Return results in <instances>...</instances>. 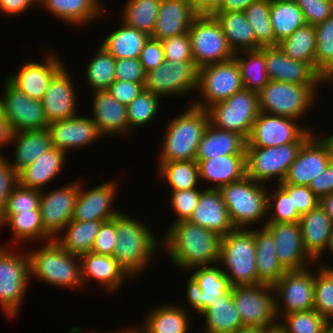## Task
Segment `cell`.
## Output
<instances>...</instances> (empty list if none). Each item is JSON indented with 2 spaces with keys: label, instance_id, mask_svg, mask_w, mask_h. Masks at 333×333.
Masks as SVG:
<instances>
[{
  "label": "cell",
  "instance_id": "cb8c5ba5",
  "mask_svg": "<svg viewBox=\"0 0 333 333\" xmlns=\"http://www.w3.org/2000/svg\"><path fill=\"white\" fill-rule=\"evenodd\" d=\"M47 129L52 146L66 154L72 148L92 145L103 136L93 120L82 115L49 123Z\"/></svg>",
  "mask_w": 333,
  "mask_h": 333
},
{
  "label": "cell",
  "instance_id": "74e56055",
  "mask_svg": "<svg viewBox=\"0 0 333 333\" xmlns=\"http://www.w3.org/2000/svg\"><path fill=\"white\" fill-rule=\"evenodd\" d=\"M38 4L52 15L77 27L101 17L104 8L100 0H40Z\"/></svg>",
  "mask_w": 333,
  "mask_h": 333
},
{
  "label": "cell",
  "instance_id": "681fc988",
  "mask_svg": "<svg viewBox=\"0 0 333 333\" xmlns=\"http://www.w3.org/2000/svg\"><path fill=\"white\" fill-rule=\"evenodd\" d=\"M97 53L86 67L85 74L92 91H104L116 80L115 64L116 59L99 45Z\"/></svg>",
  "mask_w": 333,
  "mask_h": 333
},
{
  "label": "cell",
  "instance_id": "6125c7cd",
  "mask_svg": "<svg viewBox=\"0 0 333 333\" xmlns=\"http://www.w3.org/2000/svg\"><path fill=\"white\" fill-rule=\"evenodd\" d=\"M292 196L293 206L303 215L319 205V197L308 187L303 185L279 184Z\"/></svg>",
  "mask_w": 333,
  "mask_h": 333
},
{
  "label": "cell",
  "instance_id": "603a6c76",
  "mask_svg": "<svg viewBox=\"0 0 333 333\" xmlns=\"http://www.w3.org/2000/svg\"><path fill=\"white\" fill-rule=\"evenodd\" d=\"M116 182L102 183L94 188L84 190L80 181V188L73 211V221H107L113 219L119 211L113 207L114 197L118 190ZM113 207V208H112Z\"/></svg>",
  "mask_w": 333,
  "mask_h": 333
},
{
  "label": "cell",
  "instance_id": "d590c367",
  "mask_svg": "<svg viewBox=\"0 0 333 333\" xmlns=\"http://www.w3.org/2000/svg\"><path fill=\"white\" fill-rule=\"evenodd\" d=\"M258 229L253 228L257 276L262 283L274 285L287 270L278 260L271 232L265 226Z\"/></svg>",
  "mask_w": 333,
  "mask_h": 333
},
{
  "label": "cell",
  "instance_id": "03108f58",
  "mask_svg": "<svg viewBox=\"0 0 333 333\" xmlns=\"http://www.w3.org/2000/svg\"><path fill=\"white\" fill-rule=\"evenodd\" d=\"M18 183L17 173L10 161L0 155V217L5 211L7 199L14 186Z\"/></svg>",
  "mask_w": 333,
  "mask_h": 333
},
{
  "label": "cell",
  "instance_id": "94428289",
  "mask_svg": "<svg viewBox=\"0 0 333 333\" xmlns=\"http://www.w3.org/2000/svg\"><path fill=\"white\" fill-rule=\"evenodd\" d=\"M303 12L306 24L317 25L333 14V2L328 0H295Z\"/></svg>",
  "mask_w": 333,
  "mask_h": 333
},
{
  "label": "cell",
  "instance_id": "484cf974",
  "mask_svg": "<svg viewBox=\"0 0 333 333\" xmlns=\"http://www.w3.org/2000/svg\"><path fill=\"white\" fill-rule=\"evenodd\" d=\"M65 65L53 76L42 99L48 123L78 115L74 84Z\"/></svg>",
  "mask_w": 333,
  "mask_h": 333
},
{
  "label": "cell",
  "instance_id": "6da1fadb",
  "mask_svg": "<svg viewBox=\"0 0 333 333\" xmlns=\"http://www.w3.org/2000/svg\"><path fill=\"white\" fill-rule=\"evenodd\" d=\"M165 237V238H164ZM161 242L172 263L189 270L219 263L221 236L189 220H182L167 229Z\"/></svg>",
  "mask_w": 333,
  "mask_h": 333
},
{
  "label": "cell",
  "instance_id": "753ad0ef",
  "mask_svg": "<svg viewBox=\"0 0 333 333\" xmlns=\"http://www.w3.org/2000/svg\"><path fill=\"white\" fill-rule=\"evenodd\" d=\"M13 130L0 110V147L11 144ZM1 155V153H0Z\"/></svg>",
  "mask_w": 333,
  "mask_h": 333
},
{
  "label": "cell",
  "instance_id": "979ff035",
  "mask_svg": "<svg viewBox=\"0 0 333 333\" xmlns=\"http://www.w3.org/2000/svg\"><path fill=\"white\" fill-rule=\"evenodd\" d=\"M328 144H329V147H330V150H331V154L333 156V134L330 135L329 137L327 136V138H323Z\"/></svg>",
  "mask_w": 333,
  "mask_h": 333
},
{
  "label": "cell",
  "instance_id": "3957f363",
  "mask_svg": "<svg viewBox=\"0 0 333 333\" xmlns=\"http://www.w3.org/2000/svg\"><path fill=\"white\" fill-rule=\"evenodd\" d=\"M209 124L208 112L191 104L166 126L159 165L163 162L195 160L199 143Z\"/></svg>",
  "mask_w": 333,
  "mask_h": 333
},
{
  "label": "cell",
  "instance_id": "1f68e13d",
  "mask_svg": "<svg viewBox=\"0 0 333 333\" xmlns=\"http://www.w3.org/2000/svg\"><path fill=\"white\" fill-rule=\"evenodd\" d=\"M302 241L305 251L316 262L326 250L333 230V222L327 213L318 205L299 220Z\"/></svg>",
  "mask_w": 333,
  "mask_h": 333
},
{
  "label": "cell",
  "instance_id": "52a82bcc",
  "mask_svg": "<svg viewBox=\"0 0 333 333\" xmlns=\"http://www.w3.org/2000/svg\"><path fill=\"white\" fill-rule=\"evenodd\" d=\"M319 85L269 80L258 92L260 112L300 120L314 105Z\"/></svg>",
  "mask_w": 333,
  "mask_h": 333
},
{
  "label": "cell",
  "instance_id": "6f0895ef",
  "mask_svg": "<svg viewBox=\"0 0 333 333\" xmlns=\"http://www.w3.org/2000/svg\"><path fill=\"white\" fill-rule=\"evenodd\" d=\"M42 191L21 186L17 183L7 199L2 216H12L20 212H30L39 209V200Z\"/></svg>",
  "mask_w": 333,
  "mask_h": 333
},
{
  "label": "cell",
  "instance_id": "f907efd6",
  "mask_svg": "<svg viewBox=\"0 0 333 333\" xmlns=\"http://www.w3.org/2000/svg\"><path fill=\"white\" fill-rule=\"evenodd\" d=\"M271 0H258L250 4L243 12L256 36V49L275 46V36L270 18Z\"/></svg>",
  "mask_w": 333,
  "mask_h": 333
},
{
  "label": "cell",
  "instance_id": "44dd1931",
  "mask_svg": "<svg viewBox=\"0 0 333 333\" xmlns=\"http://www.w3.org/2000/svg\"><path fill=\"white\" fill-rule=\"evenodd\" d=\"M262 226L271 232L276 245V255L286 270H300L307 268L308 263H315L304 249L299 222H266Z\"/></svg>",
  "mask_w": 333,
  "mask_h": 333
},
{
  "label": "cell",
  "instance_id": "f5cc1de1",
  "mask_svg": "<svg viewBox=\"0 0 333 333\" xmlns=\"http://www.w3.org/2000/svg\"><path fill=\"white\" fill-rule=\"evenodd\" d=\"M314 273V310L333 325V267L317 264Z\"/></svg>",
  "mask_w": 333,
  "mask_h": 333
},
{
  "label": "cell",
  "instance_id": "8fae6325",
  "mask_svg": "<svg viewBox=\"0 0 333 333\" xmlns=\"http://www.w3.org/2000/svg\"><path fill=\"white\" fill-rule=\"evenodd\" d=\"M188 32L194 64L198 69L235 56L214 15H197Z\"/></svg>",
  "mask_w": 333,
  "mask_h": 333
},
{
  "label": "cell",
  "instance_id": "2644e50d",
  "mask_svg": "<svg viewBox=\"0 0 333 333\" xmlns=\"http://www.w3.org/2000/svg\"><path fill=\"white\" fill-rule=\"evenodd\" d=\"M35 4L39 6L36 0H0V11L4 15L16 16L29 10Z\"/></svg>",
  "mask_w": 333,
  "mask_h": 333
},
{
  "label": "cell",
  "instance_id": "deb4b68c",
  "mask_svg": "<svg viewBox=\"0 0 333 333\" xmlns=\"http://www.w3.org/2000/svg\"><path fill=\"white\" fill-rule=\"evenodd\" d=\"M327 249L329 250V252H331V254L333 253V230H332V234L330 236L326 250Z\"/></svg>",
  "mask_w": 333,
  "mask_h": 333
},
{
  "label": "cell",
  "instance_id": "ac0fdd59",
  "mask_svg": "<svg viewBox=\"0 0 333 333\" xmlns=\"http://www.w3.org/2000/svg\"><path fill=\"white\" fill-rule=\"evenodd\" d=\"M79 188L80 181H76L49 193L42 191L39 200L41 222L53 239L72 220Z\"/></svg>",
  "mask_w": 333,
  "mask_h": 333
},
{
  "label": "cell",
  "instance_id": "5b68a950",
  "mask_svg": "<svg viewBox=\"0 0 333 333\" xmlns=\"http://www.w3.org/2000/svg\"><path fill=\"white\" fill-rule=\"evenodd\" d=\"M267 185L244 176L241 180L220 187L234 228L247 229L268 216Z\"/></svg>",
  "mask_w": 333,
  "mask_h": 333
},
{
  "label": "cell",
  "instance_id": "003e7915",
  "mask_svg": "<svg viewBox=\"0 0 333 333\" xmlns=\"http://www.w3.org/2000/svg\"><path fill=\"white\" fill-rule=\"evenodd\" d=\"M138 59L146 73L163 64L165 57L161 40L149 37Z\"/></svg>",
  "mask_w": 333,
  "mask_h": 333
},
{
  "label": "cell",
  "instance_id": "11a10c76",
  "mask_svg": "<svg viewBox=\"0 0 333 333\" xmlns=\"http://www.w3.org/2000/svg\"><path fill=\"white\" fill-rule=\"evenodd\" d=\"M160 98L148 90H142L140 94L127 106L129 121V134L132 129L150 123L157 116Z\"/></svg>",
  "mask_w": 333,
  "mask_h": 333
},
{
  "label": "cell",
  "instance_id": "db71d44e",
  "mask_svg": "<svg viewBox=\"0 0 333 333\" xmlns=\"http://www.w3.org/2000/svg\"><path fill=\"white\" fill-rule=\"evenodd\" d=\"M317 73L324 76L333 69V14L315 25Z\"/></svg>",
  "mask_w": 333,
  "mask_h": 333
},
{
  "label": "cell",
  "instance_id": "4dcf8cb0",
  "mask_svg": "<svg viewBox=\"0 0 333 333\" xmlns=\"http://www.w3.org/2000/svg\"><path fill=\"white\" fill-rule=\"evenodd\" d=\"M195 161L198 163L200 182L213 185L207 186V189H219L246 176L245 155H221Z\"/></svg>",
  "mask_w": 333,
  "mask_h": 333
},
{
  "label": "cell",
  "instance_id": "67dfc351",
  "mask_svg": "<svg viewBox=\"0 0 333 333\" xmlns=\"http://www.w3.org/2000/svg\"><path fill=\"white\" fill-rule=\"evenodd\" d=\"M266 333H284V331L279 326H275L270 328Z\"/></svg>",
  "mask_w": 333,
  "mask_h": 333
},
{
  "label": "cell",
  "instance_id": "7dc6e473",
  "mask_svg": "<svg viewBox=\"0 0 333 333\" xmlns=\"http://www.w3.org/2000/svg\"><path fill=\"white\" fill-rule=\"evenodd\" d=\"M158 166L160 177L167 181L171 191L199 188V168L195 160L163 162Z\"/></svg>",
  "mask_w": 333,
  "mask_h": 333
},
{
  "label": "cell",
  "instance_id": "f35d334b",
  "mask_svg": "<svg viewBox=\"0 0 333 333\" xmlns=\"http://www.w3.org/2000/svg\"><path fill=\"white\" fill-rule=\"evenodd\" d=\"M139 327L140 333H189L192 326L188 311L174 304L153 308Z\"/></svg>",
  "mask_w": 333,
  "mask_h": 333
},
{
  "label": "cell",
  "instance_id": "836d02e7",
  "mask_svg": "<svg viewBox=\"0 0 333 333\" xmlns=\"http://www.w3.org/2000/svg\"><path fill=\"white\" fill-rule=\"evenodd\" d=\"M247 139L240 134L221 130L210 123L203 133L195 160L221 155H245Z\"/></svg>",
  "mask_w": 333,
  "mask_h": 333
},
{
  "label": "cell",
  "instance_id": "ba28073f",
  "mask_svg": "<svg viewBox=\"0 0 333 333\" xmlns=\"http://www.w3.org/2000/svg\"><path fill=\"white\" fill-rule=\"evenodd\" d=\"M312 131L308 129L294 143L273 147H246V175L261 184H267L266 181L276 178L277 184L282 183L299 149L313 134Z\"/></svg>",
  "mask_w": 333,
  "mask_h": 333
},
{
  "label": "cell",
  "instance_id": "f1b7e54d",
  "mask_svg": "<svg viewBox=\"0 0 333 333\" xmlns=\"http://www.w3.org/2000/svg\"><path fill=\"white\" fill-rule=\"evenodd\" d=\"M82 283L93 279L101 284L107 292H114L123 285L130 276L113 256L96 254L92 251L80 256ZM88 280V281H87Z\"/></svg>",
  "mask_w": 333,
  "mask_h": 333
},
{
  "label": "cell",
  "instance_id": "7a4b0ae2",
  "mask_svg": "<svg viewBox=\"0 0 333 333\" xmlns=\"http://www.w3.org/2000/svg\"><path fill=\"white\" fill-rule=\"evenodd\" d=\"M115 230L118 238L112 256L131 279L137 277L154 259L160 243L148 225L123 213L115 216Z\"/></svg>",
  "mask_w": 333,
  "mask_h": 333
},
{
  "label": "cell",
  "instance_id": "277c9868",
  "mask_svg": "<svg viewBox=\"0 0 333 333\" xmlns=\"http://www.w3.org/2000/svg\"><path fill=\"white\" fill-rule=\"evenodd\" d=\"M42 247L27 251L30 277L64 288L85 286L81 278L80 256L68 253L55 239L47 241Z\"/></svg>",
  "mask_w": 333,
  "mask_h": 333
},
{
  "label": "cell",
  "instance_id": "8992f818",
  "mask_svg": "<svg viewBox=\"0 0 333 333\" xmlns=\"http://www.w3.org/2000/svg\"><path fill=\"white\" fill-rule=\"evenodd\" d=\"M253 229L235 228L221 238L220 258L231 287L262 283L257 276ZM226 270V271H225Z\"/></svg>",
  "mask_w": 333,
  "mask_h": 333
},
{
  "label": "cell",
  "instance_id": "f546056e",
  "mask_svg": "<svg viewBox=\"0 0 333 333\" xmlns=\"http://www.w3.org/2000/svg\"><path fill=\"white\" fill-rule=\"evenodd\" d=\"M196 16L195 8L187 0H161L154 31L150 37L162 40L187 33Z\"/></svg>",
  "mask_w": 333,
  "mask_h": 333
},
{
  "label": "cell",
  "instance_id": "e7e4bbea",
  "mask_svg": "<svg viewBox=\"0 0 333 333\" xmlns=\"http://www.w3.org/2000/svg\"><path fill=\"white\" fill-rule=\"evenodd\" d=\"M115 79L132 83H145L146 72L138 58L116 59Z\"/></svg>",
  "mask_w": 333,
  "mask_h": 333
},
{
  "label": "cell",
  "instance_id": "ee69618b",
  "mask_svg": "<svg viewBox=\"0 0 333 333\" xmlns=\"http://www.w3.org/2000/svg\"><path fill=\"white\" fill-rule=\"evenodd\" d=\"M278 47L289 58L305 62L317 72L315 25L305 24L297 28L288 38L278 43Z\"/></svg>",
  "mask_w": 333,
  "mask_h": 333
},
{
  "label": "cell",
  "instance_id": "4fadbf2b",
  "mask_svg": "<svg viewBox=\"0 0 333 333\" xmlns=\"http://www.w3.org/2000/svg\"><path fill=\"white\" fill-rule=\"evenodd\" d=\"M243 88L240 68L234 57L224 62L206 65L198 69L197 90L202 100L194 101L192 105L206 110Z\"/></svg>",
  "mask_w": 333,
  "mask_h": 333
},
{
  "label": "cell",
  "instance_id": "7c38bea8",
  "mask_svg": "<svg viewBox=\"0 0 333 333\" xmlns=\"http://www.w3.org/2000/svg\"><path fill=\"white\" fill-rule=\"evenodd\" d=\"M232 296L243 327L278 326L279 317L275 312V291L273 285L258 283L235 286ZM278 318V320H276Z\"/></svg>",
  "mask_w": 333,
  "mask_h": 333
},
{
  "label": "cell",
  "instance_id": "680465c9",
  "mask_svg": "<svg viewBox=\"0 0 333 333\" xmlns=\"http://www.w3.org/2000/svg\"><path fill=\"white\" fill-rule=\"evenodd\" d=\"M203 190L193 188L190 190L171 191V207L176 214V223L182 220H189L197 206L198 199Z\"/></svg>",
  "mask_w": 333,
  "mask_h": 333
},
{
  "label": "cell",
  "instance_id": "7402d4cb",
  "mask_svg": "<svg viewBox=\"0 0 333 333\" xmlns=\"http://www.w3.org/2000/svg\"><path fill=\"white\" fill-rule=\"evenodd\" d=\"M45 61L37 63L25 62L15 73L10 74L7 79L29 98L42 101L53 76L64 66L57 55L45 54Z\"/></svg>",
  "mask_w": 333,
  "mask_h": 333
},
{
  "label": "cell",
  "instance_id": "e575fe53",
  "mask_svg": "<svg viewBox=\"0 0 333 333\" xmlns=\"http://www.w3.org/2000/svg\"><path fill=\"white\" fill-rule=\"evenodd\" d=\"M14 142L15 157L10 164L17 174L53 147L47 128L13 132L11 143Z\"/></svg>",
  "mask_w": 333,
  "mask_h": 333
},
{
  "label": "cell",
  "instance_id": "9a60e30c",
  "mask_svg": "<svg viewBox=\"0 0 333 333\" xmlns=\"http://www.w3.org/2000/svg\"><path fill=\"white\" fill-rule=\"evenodd\" d=\"M198 68L194 62L165 60L156 69L146 73L144 89L159 97L185 95L196 91Z\"/></svg>",
  "mask_w": 333,
  "mask_h": 333
},
{
  "label": "cell",
  "instance_id": "c3c4849f",
  "mask_svg": "<svg viewBox=\"0 0 333 333\" xmlns=\"http://www.w3.org/2000/svg\"><path fill=\"white\" fill-rule=\"evenodd\" d=\"M161 0H129L121 17L124 24L152 35Z\"/></svg>",
  "mask_w": 333,
  "mask_h": 333
},
{
  "label": "cell",
  "instance_id": "816d5d0a",
  "mask_svg": "<svg viewBox=\"0 0 333 333\" xmlns=\"http://www.w3.org/2000/svg\"><path fill=\"white\" fill-rule=\"evenodd\" d=\"M278 326L284 333H330L333 325L314 309L292 312L284 315Z\"/></svg>",
  "mask_w": 333,
  "mask_h": 333
},
{
  "label": "cell",
  "instance_id": "d6a6232c",
  "mask_svg": "<svg viewBox=\"0 0 333 333\" xmlns=\"http://www.w3.org/2000/svg\"><path fill=\"white\" fill-rule=\"evenodd\" d=\"M66 155L65 152L52 147L17 174L18 183L26 188L43 191L46 184L55 179L64 168Z\"/></svg>",
  "mask_w": 333,
  "mask_h": 333
},
{
  "label": "cell",
  "instance_id": "34e18365",
  "mask_svg": "<svg viewBox=\"0 0 333 333\" xmlns=\"http://www.w3.org/2000/svg\"><path fill=\"white\" fill-rule=\"evenodd\" d=\"M258 0H223L218 11H244L250 4Z\"/></svg>",
  "mask_w": 333,
  "mask_h": 333
},
{
  "label": "cell",
  "instance_id": "b9fcfbb0",
  "mask_svg": "<svg viewBox=\"0 0 333 333\" xmlns=\"http://www.w3.org/2000/svg\"><path fill=\"white\" fill-rule=\"evenodd\" d=\"M329 81H333V69L331 71H329L323 78V84L328 83ZM333 83V82H332Z\"/></svg>",
  "mask_w": 333,
  "mask_h": 333
},
{
  "label": "cell",
  "instance_id": "d6986e66",
  "mask_svg": "<svg viewBox=\"0 0 333 333\" xmlns=\"http://www.w3.org/2000/svg\"><path fill=\"white\" fill-rule=\"evenodd\" d=\"M215 265L192 268L194 271L187 281L188 303L197 314H201L216 298L231 289L229 278L224 274L223 268Z\"/></svg>",
  "mask_w": 333,
  "mask_h": 333
},
{
  "label": "cell",
  "instance_id": "89a4df30",
  "mask_svg": "<svg viewBox=\"0 0 333 333\" xmlns=\"http://www.w3.org/2000/svg\"><path fill=\"white\" fill-rule=\"evenodd\" d=\"M319 198L333 192V159L326 169L308 186Z\"/></svg>",
  "mask_w": 333,
  "mask_h": 333
},
{
  "label": "cell",
  "instance_id": "91938a15",
  "mask_svg": "<svg viewBox=\"0 0 333 333\" xmlns=\"http://www.w3.org/2000/svg\"><path fill=\"white\" fill-rule=\"evenodd\" d=\"M165 60L194 62L189 32L161 40Z\"/></svg>",
  "mask_w": 333,
  "mask_h": 333
},
{
  "label": "cell",
  "instance_id": "ab89813d",
  "mask_svg": "<svg viewBox=\"0 0 333 333\" xmlns=\"http://www.w3.org/2000/svg\"><path fill=\"white\" fill-rule=\"evenodd\" d=\"M234 53L256 49V36L243 11H217L214 14Z\"/></svg>",
  "mask_w": 333,
  "mask_h": 333
},
{
  "label": "cell",
  "instance_id": "2a66077c",
  "mask_svg": "<svg viewBox=\"0 0 333 333\" xmlns=\"http://www.w3.org/2000/svg\"><path fill=\"white\" fill-rule=\"evenodd\" d=\"M270 328L267 327H242L234 333H266Z\"/></svg>",
  "mask_w": 333,
  "mask_h": 333
},
{
  "label": "cell",
  "instance_id": "9f6ffc18",
  "mask_svg": "<svg viewBox=\"0 0 333 333\" xmlns=\"http://www.w3.org/2000/svg\"><path fill=\"white\" fill-rule=\"evenodd\" d=\"M277 189L274 190L273 194H269L268 190V215L265 222L275 223H293L299 222L301 214L297 211L296 207L293 206L292 196L278 184ZM273 201V202H272ZM272 211V212H269Z\"/></svg>",
  "mask_w": 333,
  "mask_h": 333
},
{
  "label": "cell",
  "instance_id": "11e5206c",
  "mask_svg": "<svg viewBox=\"0 0 333 333\" xmlns=\"http://www.w3.org/2000/svg\"><path fill=\"white\" fill-rule=\"evenodd\" d=\"M319 205L333 222V192L320 197Z\"/></svg>",
  "mask_w": 333,
  "mask_h": 333
},
{
  "label": "cell",
  "instance_id": "ffe728a7",
  "mask_svg": "<svg viewBox=\"0 0 333 333\" xmlns=\"http://www.w3.org/2000/svg\"><path fill=\"white\" fill-rule=\"evenodd\" d=\"M296 119L260 112L246 147H273L296 142L308 129Z\"/></svg>",
  "mask_w": 333,
  "mask_h": 333
},
{
  "label": "cell",
  "instance_id": "e0dca14e",
  "mask_svg": "<svg viewBox=\"0 0 333 333\" xmlns=\"http://www.w3.org/2000/svg\"><path fill=\"white\" fill-rule=\"evenodd\" d=\"M332 159L329 144L323 137L320 139L313 133L303 143L284 181L279 184L309 186L315 177L323 173Z\"/></svg>",
  "mask_w": 333,
  "mask_h": 333
},
{
  "label": "cell",
  "instance_id": "8d00e7d4",
  "mask_svg": "<svg viewBox=\"0 0 333 333\" xmlns=\"http://www.w3.org/2000/svg\"><path fill=\"white\" fill-rule=\"evenodd\" d=\"M200 316H203L205 321L202 333H234L243 327L234 304L232 288L216 298Z\"/></svg>",
  "mask_w": 333,
  "mask_h": 333
},
{
  "label": "cell",
  "instance_id": "a7ac6f4b",
  "mask_svg": "<svg viewBox=\"0 0 333 333\" xmlns=\"http://www.w3.org/2000/svg\"><path fill=\"white\" fill-rule=\"evenodd\" d=\"M145 83H132L129 81L115 80L107 89L118 102L128 106L142 90Z\"/></svg>",
  "mask_w": 333,
  "mask_h": 333
},
{
  "label": "cell",
  "instance_id": "d4e9b609",
  "mask_svg": "<svg viewBox=\"0 0 333 333\" xmlns=\"http://www.w3.org/2000/svg\"><path fill=\"white\" fill-rule=\"evenodd\" d=\"M265 54L269 80L293 84H322L323 78L307 63L293 60L277 46L260 48Z\"/></svg>",
  "mask_w": 333,
  "mask_h": 333
},
{
  "label": "cell",
  "instance_id": "f6af8a7d",
  "mask_svg": "<svg viewBox=\"0 0 333 333\" xmlns=\"http://www.w3.org/2000/svg\"><path fill=\"white\" fill-rule=\"evenodd\" d=\"M7 224V225H6ZM9 226L13 232V237L20 243L25 241L36 240L43 242L53 240V238L45 231L41 222L40 210H31L30 212H20L12 216H1L0 227ZM40 240V241H39Z\"/></svg>",
  "mask_w": 333,
  "mask_h": 333
},
{
  "label": "cell",
  "instance_id": "bcb514c9",
  "mask_svg": "<svg viewBox=\"0 0 333 333\" xmlns=\"http://www.w3.org/2000/svg\"><path fill=\"white\" fill-rule=\"evenodd\" d=\"M234 58L240 68L244 89L258 93L269 82L264 52L260 48L245 50L235 53Z\"/></svg>",
  "mask_w": 333,
  "mask_h": 333
},
{
  "label": "cell",
  "instance_id": "09005b40",
  "mask_svg": "<svg viewBox=\"0 0 333 333\" xmlns=\"http://www.w3.org/2000/svg\"><path fill=\"white\" fill-rule=\"evenodd\" d=\"M97 333H99V332H97ZM110 333H115V331L114 332H110ZM116 333H140V332H139V328L138 327L137 328L136 327L135 328H133V327L130 328L129 327V329H124V330L116 332Z\"/></svg>",
  "mask_w": 333,
  "mask_h": 333
},
{
  "label": "cell",
  "instance_id": "8c879c8a",
  "mask_svg": "<svg viewBox=\"0 0 333 333\" xmlns=\"http://www.w3.org/2000/svg\"><path fill=\"white\" fill-rule=\"evenodd\" d=\"M196 10L197 15H214L221 7L223 0H187Z\"/></svg>",
  "mask_w": 333,
  "mask_h": 333
},
{
  "label": "cell",
  "instance_id": "30bf717a",
  "mask_svg": "<svg viewBox=\"0 0 333 333\" xmlns=\"http://www.w3.org/2000/svg\"><path fill=\"white\" fill-rule=\"evenodd\" d=\"M0 246V308L9 318L18 312L30 283L28 253Z\"/></svg>",
  "mask_w": 333,
  "mask_h": 333
},
{
  "label": "cell",
  "instance_id": "be15d7a7",
  "mask_svg": "<svg viewBox=\"0 0 333 333\" xmlns=\"http://www.w3.org/2000/svg\"><path fill=\"white\" fill-rule=\"evenodd\" d=\"M117 238L114 217L113 219L102 222L91 251L96 254L112 256Z\"/></svg>",
  "mask_w": 333,
  "mask_h": 333
},
{
  "label": "cell",
  "instance_id": "7bdbcfd3",
  "mask_svg": "<svg viewBox=\"0 0 333 333\" xmlns=\"http://www.w3.org/2000/svg\"><path fill=\"white\" fill-rule=\"evenodd\" d=\"M270 18L275 46L306 24L303 12L295 0H271Z\"/></svg>",
  "mask_w": 333,
  "mask_h": 333
},
{
  "label": "cell",
  "instance_id": "60d3db41",
  "mask_svg": "<svg viewBox=\"0 0 333 333\" xmlns=\"http://www.w3.org/2000/svg\"><path fill=\"white\" fill-rule=\"evenodd\" d=\"M103 221L71 220L54 239L70 254L81 256L91 252ZM66 230V231H65ZM65 232V233H64ZM64 233V234H63Z\"/></svg>",
  "mask_w": 333,
  "mask_h": 333
},
{
  "label": "cell",
  "instance_id": "b9f144b4",
  "mask_svg": "<svg viewBox=\"0 0 333 333\" xmlns=\"http://www.w3.org/2000/svg\"><path fill=\"white\" fill-rule=\"evenodd\" d=\"M149 35L122 22L120 28L111 32L101 46L115 59L139 58Z\"/></svg>",
  "mask_w": 333,
  "mask_h": 333
},
{
  "label": "cell",
  "instance_id": "2e32d148",
  "mask_svg": "<svg viewBox=\"0 0 333 333\" xmlns=\"http://www.w3.org/2000/svg\"><path fill=\"white\" fill-rule=\"evenodd\" d=\"M4 95L0 96V110L13 132L42 130L49 125L41 101L29 98L7 78Z\"/></svg>",
  "mask_w": 333,
  "mask_h": 333
},
{
  "label": "cell",
  "instance_id": "83f0119b",
  "mask_svg": "<svg viewBox=\"0 0 333 333\" xmlns=\"http://www.w3.org/2000/svg\"><path fill=\"white\" fill-rule=\"evenodd\" d=\"M189 221L221 237L235 229L218 189H203Z\"/></svg>",
  "mask_w": 333,
  "mask_h": 333
},
{
  "label": "cell",
  "instance_id": "9c48e42d",
  "mask_svg": "<svg viewBox=\"0 0 333 333\" xmlns=\"http://www.w3.org/2000/svg\"><path fill=\"white\" fill-rule=\"evenodd\" d=\"M206 110L211 125L248 139L260 113L258 93L243 88L228 99L214 103Z\"/></svg>",
  "mask_w": 333,
  "mask_h": 333
},
{
  "label": "cell",
  "instance_id": "4316f807",
  "mask_svg": "<svg viewBox=\"0 0 333 333\" xmlns=\"http://www.w3.org/2000/svg\"><path fill=\"white\" fill-rule=\"evenodd\" d=\"M91 119L105 137L129 133L127 106L118 102L107 90L93 92ZM117 134V135H116Z\"/></svg>",
  "mask_w": 333,
  "mask_h": 333
},
{
  "label": "cell",
  "instance_id": "5bb4252c",
  "mask_svg": "<svg viewBox=\"0 0 333 333\" xmlns=\"http://www.w3.org/2000/svg\"><path fill=\"white\" fill-rule=\"evenodd\" d=\"M309 269L287 270L273 285L276 316L314 309V272Z\"/></svg>",
  "mask_w": 333,
  "mask_h": 333
}]
</instances>
